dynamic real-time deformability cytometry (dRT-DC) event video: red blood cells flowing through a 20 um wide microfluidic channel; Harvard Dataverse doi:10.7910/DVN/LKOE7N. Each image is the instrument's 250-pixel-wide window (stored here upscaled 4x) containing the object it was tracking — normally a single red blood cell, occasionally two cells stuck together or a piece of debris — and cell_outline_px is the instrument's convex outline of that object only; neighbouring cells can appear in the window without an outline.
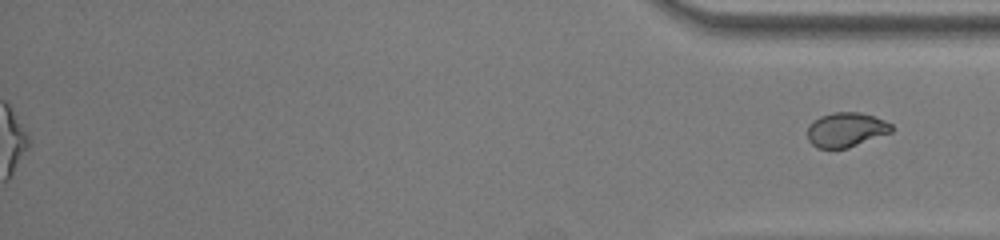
{"species": "common noctule bat (a hibernating species)", "species_latin": "Nyctalus noctula", "temperature_condition": "room temperature", "stored_images_in_passage": 35, "segment_of_instrument_passage": [2, 2], "camera_frame_rate_fps": 3000, "um_per_image_px": 0.085, "animal": {"sex": "female", "body_mass_g": 22.0, "forearm_length_mm": 56.7}, "frame": {"image": 1, "passage_image": 35, "time_ms": 11.333, "image_size_px": [1000, 240], "cell_outline_px": [[892, 132], [848, 148], [816, 148], [808, 140], [808, 128], [820, 116], [832, 112], [860, 112], [884, 120], [892, 124]], "centroid_in_image_um": [71.93, 11.03], "position_along_channel_um": 363.3, "area_um2": 16.76}}